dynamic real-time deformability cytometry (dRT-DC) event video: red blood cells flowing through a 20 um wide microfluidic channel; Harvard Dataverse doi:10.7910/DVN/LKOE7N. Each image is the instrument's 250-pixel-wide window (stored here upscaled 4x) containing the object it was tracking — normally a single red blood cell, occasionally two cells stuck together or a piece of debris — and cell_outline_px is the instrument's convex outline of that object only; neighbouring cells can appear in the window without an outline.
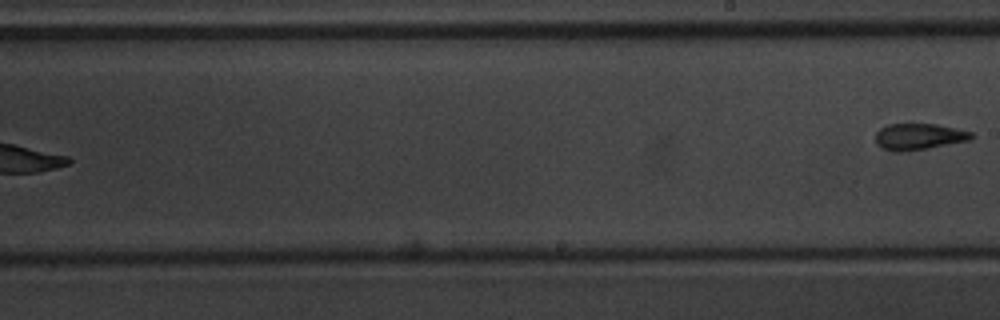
{"species": "common noctule bat (a hibernating species)", "species_latin": "Nyctalus noctula", "temperature_condition": "warm", "stored_images_in_passage": 9, "segment_of_instrument_passage": [2, 2], "camera_frame_rate_fps": 3000, "um_per_image_px": 0.085, "animal": {"sex": "male", "body_mass_g": 20.1, "forearm_length_mm": 53.5}, "frame": {"image": 1, "passage_image": 9, "time_ms": 10.333, "image_size_px": [1000, 320], "cell_outline_px": [[976, 136], [968, 140], [928, 148], [900, 152], [892, 152], [880, 148], [876, 144], [876, 132], [880, 128], [888, 124], [936, 124], [956, 128], [972, 132]], "centroid_in_image_um": [78.07, 11.61], "position_along_channel_um": 210.9, "area_um2": 14.8}}